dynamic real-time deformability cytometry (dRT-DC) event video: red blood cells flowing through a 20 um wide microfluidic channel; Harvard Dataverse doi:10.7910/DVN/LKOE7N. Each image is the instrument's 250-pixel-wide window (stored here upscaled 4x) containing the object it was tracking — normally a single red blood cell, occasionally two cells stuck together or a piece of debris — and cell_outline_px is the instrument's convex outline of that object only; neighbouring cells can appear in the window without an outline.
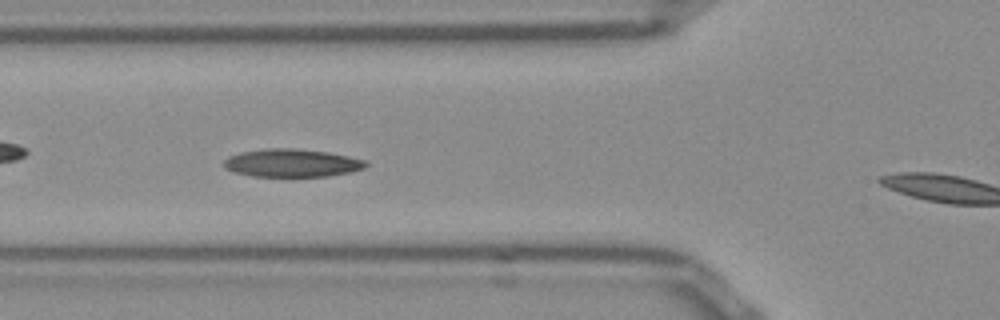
{"species": "Egyptian fruit bat (a non-hibernating species)", "species_latin": "Rousettus aegyptiacus", "temperature_condition": "room temperature", "stored_images_in_passage": 38, "camera_frame_rate_fps": 3000, "um_per_image_px": 0.085, "frame": {"image": 1, "passage_image": 12, "time_ms": 3.667, "image_size_px": [1000, 320], "cell_outline_px": [[368, 164], [364, 168], [352, 172], [328, 176], [252, 176], [232, 172], [224, 168], [224, 160], [228, 156], [240, 152], [268, 148], [296, 148], [328, 152], [368, 160]], "centroid_in_image_um": [24.81, 13.85], "position_along_channel_um": 101.0, "area_um2": 23.35}, "authors_computed_cell_mechanics": {"area_um2": 22.8021, "velocity_mm_per_s": 3.8167, "shape_relaxation_time_tau1_ms": 9.9245, "shape_relaxation_time_tau2_ms": 7.2617, "deformation_change_tau1": 0.1893, "deformation_change_tau2": 0.1397}}